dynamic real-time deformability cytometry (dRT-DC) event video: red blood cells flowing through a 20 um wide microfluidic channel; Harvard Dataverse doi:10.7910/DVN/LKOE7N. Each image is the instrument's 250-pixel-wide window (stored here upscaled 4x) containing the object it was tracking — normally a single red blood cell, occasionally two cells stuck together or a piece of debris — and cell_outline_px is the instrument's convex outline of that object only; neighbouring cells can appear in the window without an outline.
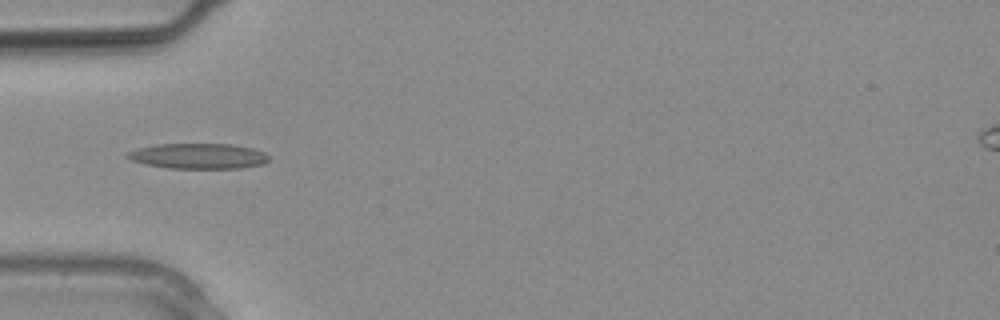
{"species": "common noctule bat (a hibernating species)", "species_latin": "Nyctalus noctula", "temperature_condition": "warm", "stored_images_in_passage": 3, "camera_frame_rate_fps": 3000, "um_per_image_px": 0.085, "animal": {"sex": "male", "body_mass_g": 20.4}, "frame": {"image": 1, "passage_image": 3, "time_ms": 0.667, "image_size_px": [1000, 320], "cell_outline_px": [[268, 160], [264, 164], [240, 168], [168, 168], [144, 164], [132, 160], [124, 156], [128, 152], [136, 148], [156, 144], [232, 144], [252, 148], [264, 152], [268, 156]], "centroid_in_image_um": [16.83, 13.26], "position_along_channel_um": 68.2, "area_um2": 20.98}}